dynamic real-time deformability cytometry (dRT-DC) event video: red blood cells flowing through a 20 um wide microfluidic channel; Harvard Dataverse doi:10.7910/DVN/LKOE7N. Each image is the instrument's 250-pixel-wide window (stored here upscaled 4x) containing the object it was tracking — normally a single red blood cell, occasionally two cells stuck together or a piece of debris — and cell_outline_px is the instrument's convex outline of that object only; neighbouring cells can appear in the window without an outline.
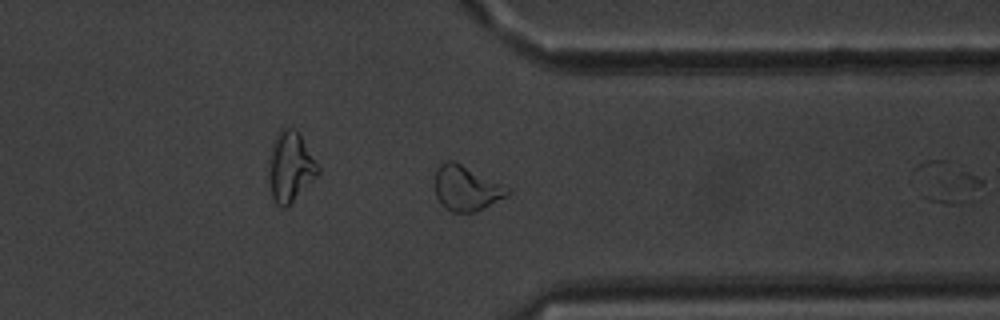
{"species": "common noctule bat (a hibernating species)", "species_latin": "Nyctalus noctula", "temperature_condition": "warm", "stored_images_in_passage": 25, "segment_of_instrument_passage": [2, 2], "camera_frame_rate_fps": 3000, "um_per_image_px": 0.085, "animal": {"sex": "male", "body_mass_g": 20.1, "forearm_length_mm": 53.5}, "frame": {"image": 1, "passage_image": 25, "time_ms": 8.0, "image_size_px": [1000, 320], "cell_outline_px": [[984, 180], [972, 200], [964, 204], [944, 204], [928, 200], [920, 196], [916, 192], [912, 172], [912, 168], [916, 164], [928, 160], [952, 160]], "centroid_in_image_um": [80.36, 15.47], "position_along_channel_um": 331.0, "area_um2": 17.4}}